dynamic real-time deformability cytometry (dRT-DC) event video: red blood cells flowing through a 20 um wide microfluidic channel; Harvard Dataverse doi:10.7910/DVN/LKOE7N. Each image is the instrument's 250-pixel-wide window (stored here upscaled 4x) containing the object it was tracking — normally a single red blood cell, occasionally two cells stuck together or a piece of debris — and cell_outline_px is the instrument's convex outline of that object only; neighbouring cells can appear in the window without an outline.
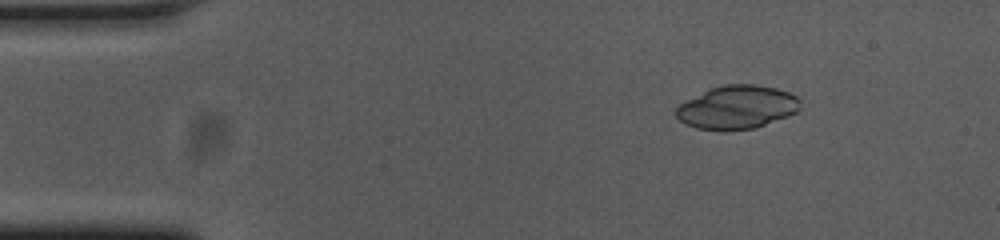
{"species": "common noctule bat (a hibernating species)", "species_latin": "Nyctalus noctula", "temperature_condition": "cold", "stored_images_in_passage": 50, "camera_frame_rate_fps": 3000, "um_per_image_px": 0.085, "animal": {"sex": "female", "body_mass_g": 23.0, "forearm_length_mm": 53.4}, "frame": {"image": 1, "passage_image": 4, "time_ms": 1.0, "image_size_px": [1000, 240], "cell_outline_px": [[800, 108], [796, 112], [788, 116], [756, 128], [724, 132], [696, 128], [684, 124], [672, 112], [680, 104], [708, 88], [724, 84], [756, 84], [776, 88], [788, 92], [796, 96], [800, 100]], "centroid_in_image_um": [62.62, 9.13], "position_along_channel_um": 22.4, "area_um2": 31.96}}